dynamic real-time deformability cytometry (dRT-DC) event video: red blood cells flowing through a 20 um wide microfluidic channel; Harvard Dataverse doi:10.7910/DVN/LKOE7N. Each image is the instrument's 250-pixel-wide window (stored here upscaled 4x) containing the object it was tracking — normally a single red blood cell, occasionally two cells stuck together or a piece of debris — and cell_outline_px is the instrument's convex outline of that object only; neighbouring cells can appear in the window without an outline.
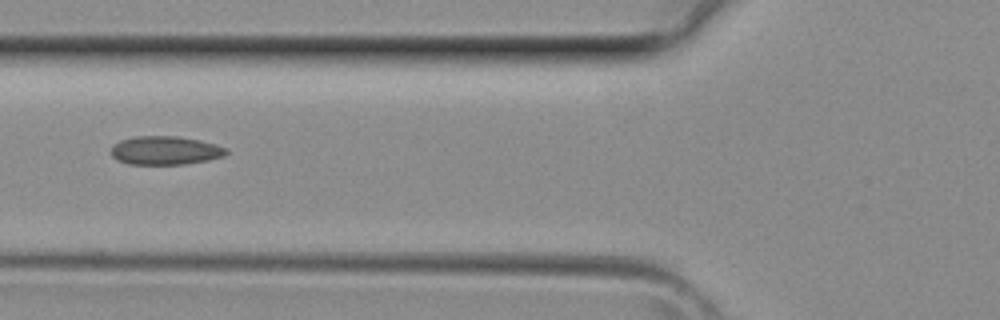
{"species": "common noctule bat (a hibernating species)", "species_latin": "Nyctalus noctula", "temperature_condition": "room temperature", "stored_images_in_passage": 4, "camera_frame_rate_fps": 3000, "um_per_image_px": 0.085, "animal": {"sex": "female", "body_mass_g": 29.2, "forearm_length_mm": 56.3}, "frame": {"image": 1, "passage_image": 4, "time_ms": 1.0, "image_size_px": [1000, 320], "cell_outline_px": [[228, 152], [224, 156], [208, 160], [184, 164], [128, 164], [116, 160], [112, 156], [112, 144], [120, 140], [136, 136], [176, 136], [216, 144], [228, 148]], "centroid_in_image_um": [14.03, 12.79], "position_along_channel_um": 111.8, "area_um2": 19.19}}